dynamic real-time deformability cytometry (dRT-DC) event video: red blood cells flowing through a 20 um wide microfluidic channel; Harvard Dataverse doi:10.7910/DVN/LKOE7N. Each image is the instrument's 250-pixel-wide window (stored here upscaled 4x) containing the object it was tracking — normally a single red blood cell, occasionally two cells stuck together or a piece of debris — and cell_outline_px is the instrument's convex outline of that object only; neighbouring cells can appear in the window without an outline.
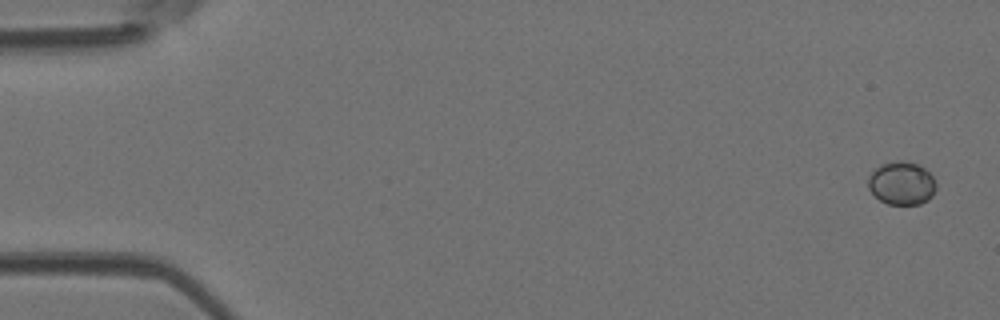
{"species": "Egyptian fruit bat (a non-hibernating species)", "species_latin": "Rousettus aegyptiacus", "temperature_condition": "room temperature", "stored_images_in_passage": 7, "camera_frame_rate_fps": 3000, "um_per_image_px": 0.085, "animal": {"sex": "female"}, "frame": {"image": 1, "passage_image": 1, "time_ms": 0.0, "image_size_px": [1000, 320], "cell_outline_px": [[936, 188], [932, 196], [928, 200], [920, 204], [888, 204], [880, 200], [868, 188], [868, 176], [880, 164], [896, 160], [900, 160], [920, 164], [932, 176], [936, 184]], "centroid_in_image_um": [76.64, 15.56], "position_along_channel_um": 8.4, "area_um2": 17.17}}
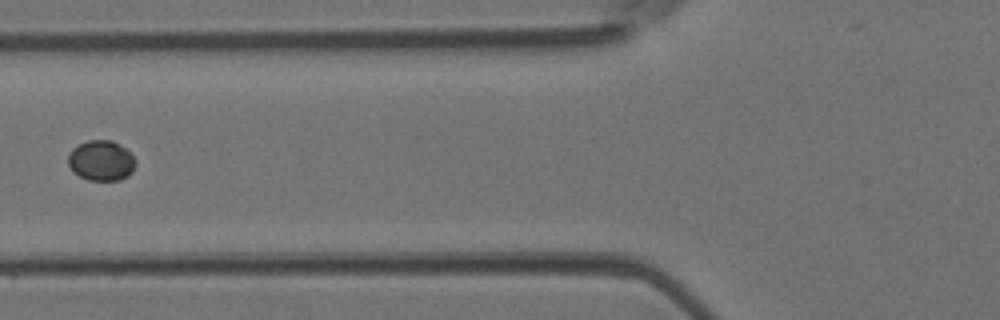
{"frame": {"image": 2, "passage_image": 6, "time_ms": 1.667, "image_size_px": [1000, 320], "cell_outline_px": [[136, 164], [132, 172], [128, 176], [120, 180], [88, 180], [72, 172], [68, 164], [68, 152], [72, 148], [88, 140], [112, 140], [120, 144], [136, 160]], "centroid_in_image_um": [8.59, 13.65], "position_along_channel_um": 117.2, "area_um2": 15.95}}
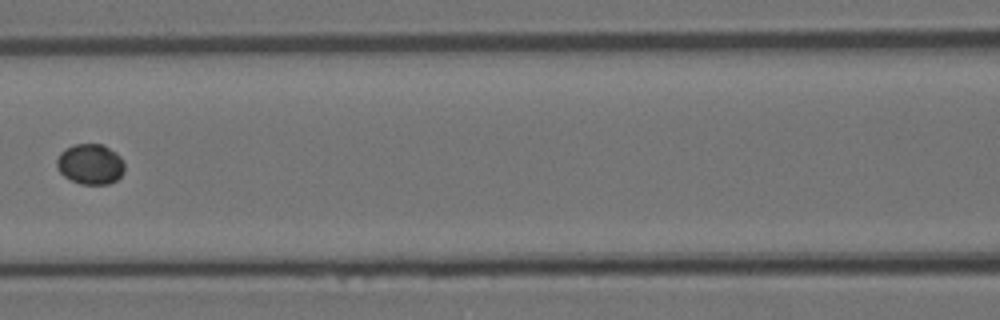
{"frame": {"image": 3, "passage_image": 7, "time_ms": 2.0, "image_size_px": [1000, 320], "cell_outline_px": [[124, 172], [116, 180], [108, 184], [80, 184], [64, 176], [56, 168], [56, 160], [60, 152], [64, 148], [72, 144], [104, 144], [116, 152], [120, 156], [124, 164]], "centroid_in_image_um": [7.66, 13.93], "position_along_channel_um": 158.9, "area_um2": 16.18}}